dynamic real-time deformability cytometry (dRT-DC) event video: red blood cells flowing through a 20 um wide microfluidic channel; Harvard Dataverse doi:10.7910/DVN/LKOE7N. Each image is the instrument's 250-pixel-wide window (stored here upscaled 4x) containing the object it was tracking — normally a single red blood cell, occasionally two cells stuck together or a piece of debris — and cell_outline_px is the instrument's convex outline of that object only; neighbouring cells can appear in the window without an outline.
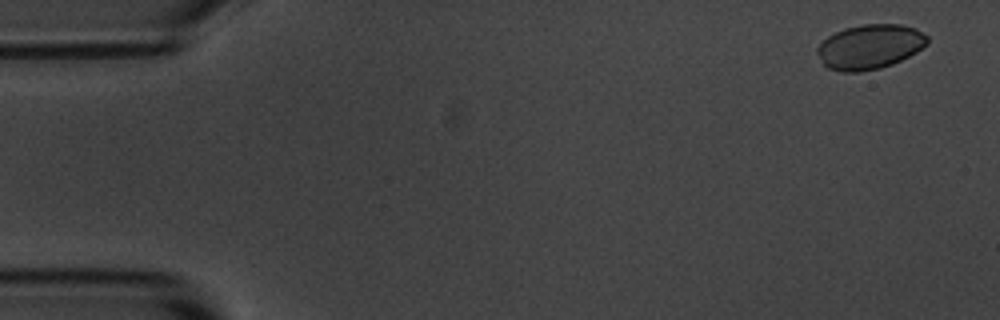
{"species": "common noctule bat (a hibernating species)", "species_latin": "Nyctalus noctula", "temperature_condition": "room temperature", "stored_images_in_passage": 4, "camera_frame_rate_fps": 3000, "um_per_image_px": 0.085, "animal": {"sex": "male", "body_mass_g": 20.1, "forearm_length_mm": 53.5}, "frame": {"image": 1, "passage_image": 1, "time_ms": 0.0, "image_size_px": [1000, 320], "cell_outline_px": [[928, 44], [916, 52], [892, 64], [880, 68], [860, 72], [840, 72], [828, 68], [824, 64], [816, 52], [816, 48], [828, 36], [844, 28], [864, 24], [900, 24], [916, 28], [928, 36]], "centroid_in_image_um": [73.94, 3.97], "position_along_channel_um": 11.1, "area_um2": 28.67}}